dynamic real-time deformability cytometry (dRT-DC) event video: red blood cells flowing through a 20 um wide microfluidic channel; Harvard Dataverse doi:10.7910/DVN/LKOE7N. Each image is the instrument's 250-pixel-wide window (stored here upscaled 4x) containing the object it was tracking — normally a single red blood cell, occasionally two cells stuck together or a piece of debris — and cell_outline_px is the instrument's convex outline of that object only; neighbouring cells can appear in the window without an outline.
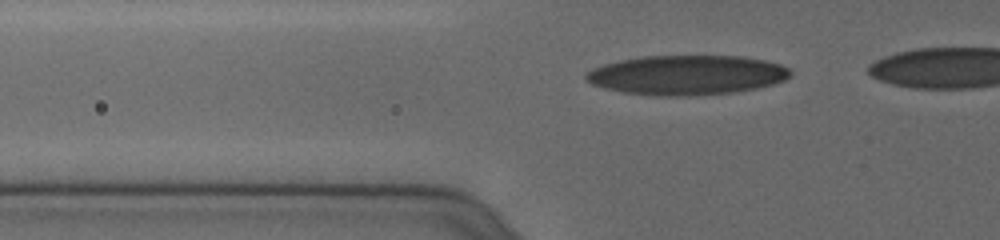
{"species": "human", "species_latin": "Homo sapiens", "temperature_condition": "cold", "stored_images_in_passage": 41, "camera_frame_rate_fps": 3000, "um_per_image_px": 0.085, "donor": {"sex": "female"}, "frame": {"image": 1, "passage_image": 10, "time_ms": 3.0, "image_size_px": [1000, 240], "cell_outline_px": [[792, 76], [784, 80], [772, 84], [756, 88], [732, 92], [688, 96], [656, 96], [624, 92], [604, 88], [592, 84], [584, 76], [592, 68], [604, 64], [620, 60], [644, 56], [744, 56], [764, 60], [780, 64], [788, 68], [792, 72]], "centroid_in_image_um": [58.39, 6.37], "position_along_channel_um": 67.4, "area_um2": 47.11}}
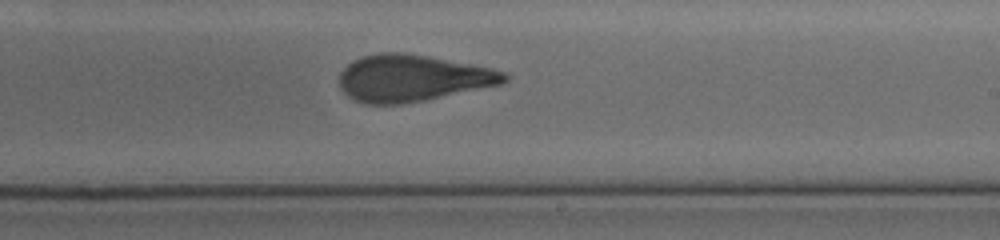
{"frame": {"image": 2, "passage_image": 26, "time_ms": 8.333, "image_size_px": [1000, 240], "cell_outline_px": [[512, 76], [508, 80], [500, 84], [424, 100], [404, 104], [364, 104], [348, 96], [340, 88], [340, 72], [352, 60], [360, 56], [380, 52], [404, 52], [492, 68], [504, 72]], "centroid_in_image_um": [35.02, 6.63], "position_along_channel_um": 254.0, "area_um2": 44.8}}
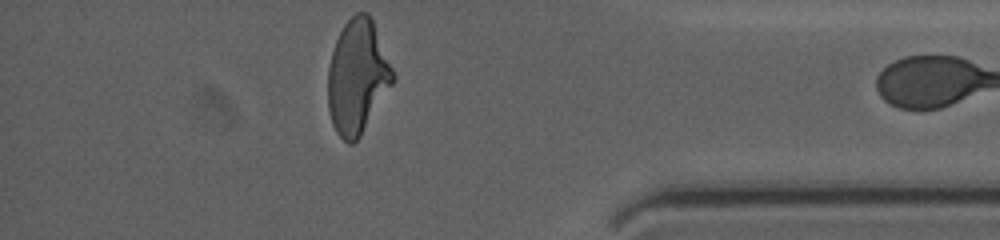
{"frame": {"image": 3, "passage_image": 40, "time_ms": 13.0, "image_size_px": [1000, 240], "cell_outline_px": [[396, 80], [360, 136], [352, 144], [348, 144], [336, 132], [332, 124], [328, 108], [328, 68], [332, 52], [336, 40], [344, 24], [356, 12], [368, 12], [372, 16], [396, 76]], "centroid_in_image_um": [30.4, 6.51], "position_along_channel_um": 404.8, "area_um2": 43.47}}